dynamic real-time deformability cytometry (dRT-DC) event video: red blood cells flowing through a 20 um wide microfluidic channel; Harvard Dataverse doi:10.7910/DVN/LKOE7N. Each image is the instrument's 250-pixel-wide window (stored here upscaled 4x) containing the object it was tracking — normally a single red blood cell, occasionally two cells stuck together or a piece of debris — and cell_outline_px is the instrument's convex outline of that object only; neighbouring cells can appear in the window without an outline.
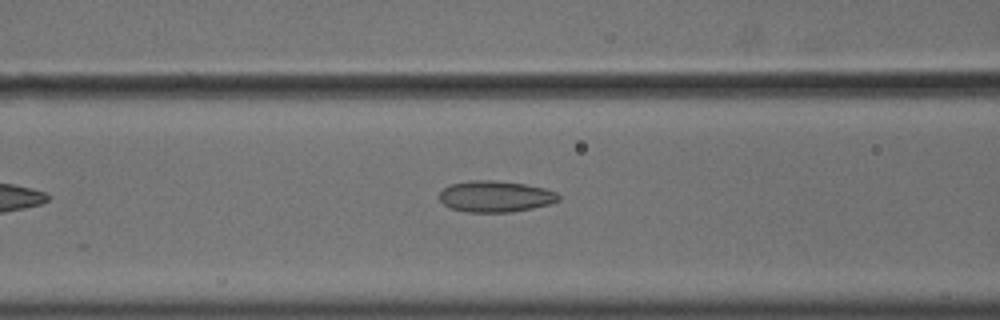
{"species": "common noctule bat (a hibernating species)", "species_latin": "Nyctalus noctula", "temperature_condition": "cold", "stored_images_in_passage": 18, "camera_frame_rate_fps": 3000, "um_per_image_px": 0.085, "animal": {"sex": "male", "body_mass_g": 18.8}, "frame": {"image": 1, "passage_image": 10, "time_ms": 3.0, "image_size_px": [1000, 320], "cell_outline_px": [[560, 200], [548, 204], [532, 208], [512, 212], [468, 212], [452, 208], [444, 204], [440, 200], [440, 192], [444, 188], [452, 184], [468, 180], [492, 180], [524, 184], [544, 188], [556, 192], [560, 196]], "centroid_in_image_um": [42.12, 16.69], "position_along_channel_um": 124.5, "area_um2": 21.56}}
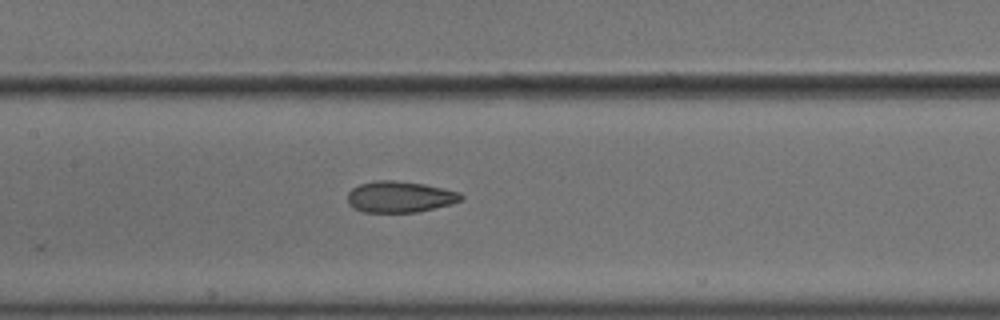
{"frame": {"image": 2, "passage_image": 14, "time_ms": 4.333, "image_size_px": [1000, 320], "cell_outline_px": [[464, 196], [460, 200], [452, 204], [416, 212], [364, 212], [348, 204], [348, 192], [352, 188], [360, 184], [376, 180], [396, 180], [424, 184], [460, 192]], "centroid_in_image_um": [33.99, 16.72], "position_along_channel_um": 173.4, "area_um2": 20.58}}